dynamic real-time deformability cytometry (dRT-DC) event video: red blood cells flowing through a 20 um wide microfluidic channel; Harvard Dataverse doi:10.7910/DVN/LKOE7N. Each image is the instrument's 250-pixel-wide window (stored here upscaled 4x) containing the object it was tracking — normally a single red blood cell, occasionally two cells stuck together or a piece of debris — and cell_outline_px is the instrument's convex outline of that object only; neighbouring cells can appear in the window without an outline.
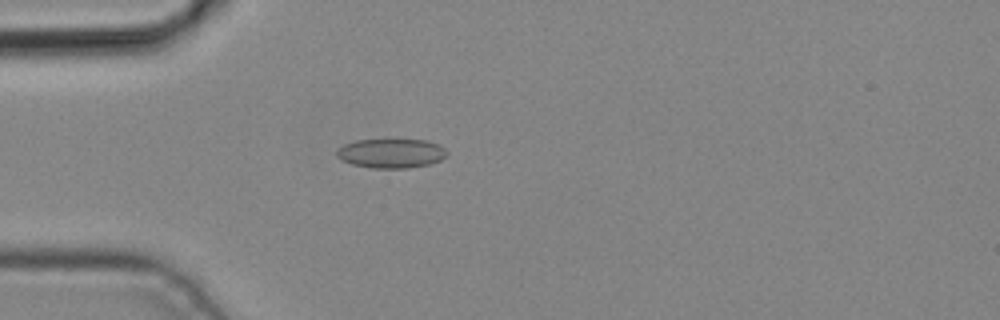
{"species": "common noctule bat (a hibernating species)", "species_latin": "Nyctalus noctula", "temperature_condition": "cold", "stored_images_in_passage": 3, "camera_frame_rate_fps": 3000, "um_per_image_px": 0.085, "animal": {"sex": "male", "body_mass_g": 19.2, "forearm_length_mm": 51.8}, "frame": {"image": 1, "passage_image": 3, "time_ms": 0.667, "image_size_px": [1000, 320], "cell_outline_px": [[448, 152], [440, 160], [428, 164], [408, 168], [372, 168], [352, 164], [340, 160], [336, 156], [336, 148], [344, 144], [356, 140], [428, 140], [440, 144]], "centroid_in_image_um": [33.21, 13.03], "position_along_channel_um": 51.8, "area_um2": 18.9}}